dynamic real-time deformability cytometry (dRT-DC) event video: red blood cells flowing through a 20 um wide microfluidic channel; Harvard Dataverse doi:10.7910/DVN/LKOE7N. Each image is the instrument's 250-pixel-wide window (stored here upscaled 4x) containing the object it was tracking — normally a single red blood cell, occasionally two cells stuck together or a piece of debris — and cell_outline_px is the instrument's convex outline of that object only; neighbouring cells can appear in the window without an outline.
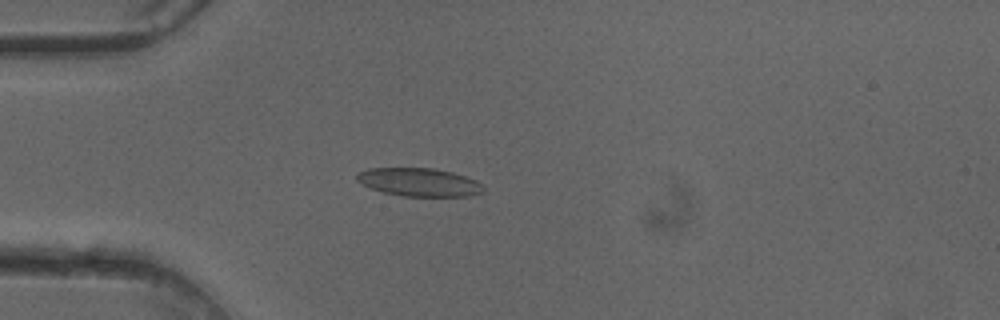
{"species": "common noctule bat (a hibernating species)", "species_latin": "Nyctalus noctula", "temperature_condition": "cold", "stored_images_in_passage": 50, "camera_frame_rate_fps": 3000, "um_per_image_px": 0.085, "animal": {"sex": "female"}, "frame": {"image": 1, "passage_image": 14, "time_ms": 4.333, "image_size_px": [1000, 320], "cell_outline_px": [[484, 192], [472, 196], [400, 196], [384, 192], [372, 188], [356, 180], [356, 172], [368, 168], [436, 168], [452, 172], [476, 180], [484, 188]], "centroid_in_image_um": [35.63, 15.48], "position_along_channel_um": 49.4, "area_um2": 20.87}}
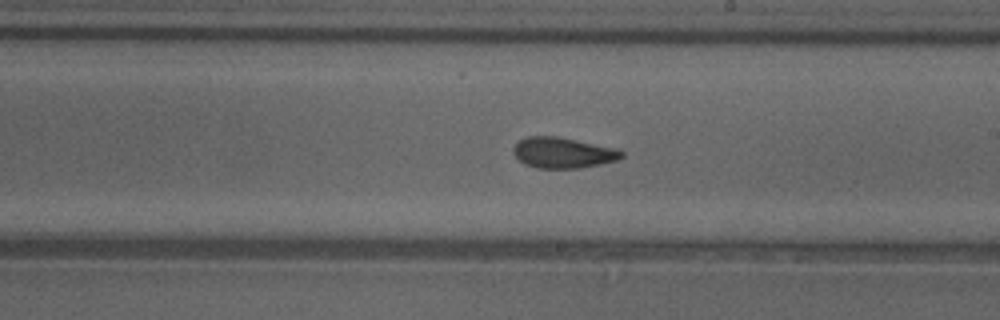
{"frame": {"image": 2, "passage_image": 29, "time_ms": 9.333, "image_size_px": [1000, 320], "cell_outline_px": [[624, 156], [616, 160], [600, 164], [580, 168], [536, 168], [524, 164], [512, 152], [512, 148], [520, 140], [528, 136], [556, 136], [616, 148], [624, 152]], "centroid_in_image_um": [47.84, 12.98], "position_along_channel_um": 241.2, "area_um2": 19.31}}
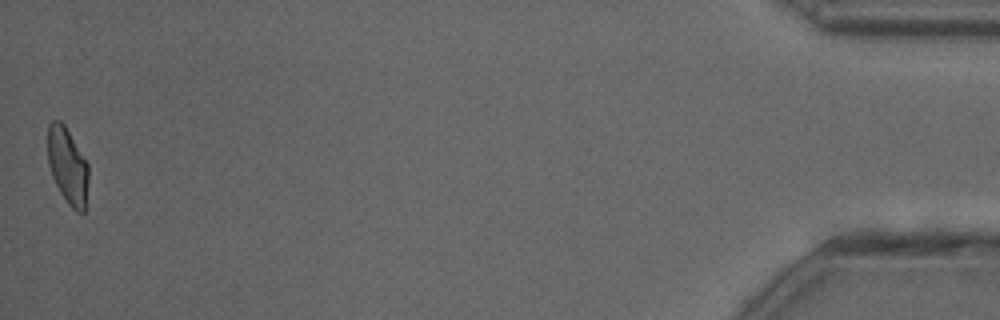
{"frame": {"image": 3, "passage_image": 50, "time_ms": 16.333, "image_size_px": [1000, 320], "cell_outline_px": [[88, 180], [84, 212], [76, 212], [68, 204], [60, 192], [52, 176], [48, 164], [48, 124], [52, 120], [60, 120], [64, 124], [88, 164]], "centroid_in_image_um": [5.74, 14.09], "position_along_channel_um": 429.5, "area_um2": 17.98}, "authors_computed_cell_mechanics": {"area_um2": 19.6809, "velocity_mm_per_s": 4.094, "shape_relaxation_time_tau1_ms": 11.3718, "shape_relaxation_time_tau2_ms": 1.4177, "deformation_change_tau1": 0.2622, "deformation_change_tau2": 0.0812}}